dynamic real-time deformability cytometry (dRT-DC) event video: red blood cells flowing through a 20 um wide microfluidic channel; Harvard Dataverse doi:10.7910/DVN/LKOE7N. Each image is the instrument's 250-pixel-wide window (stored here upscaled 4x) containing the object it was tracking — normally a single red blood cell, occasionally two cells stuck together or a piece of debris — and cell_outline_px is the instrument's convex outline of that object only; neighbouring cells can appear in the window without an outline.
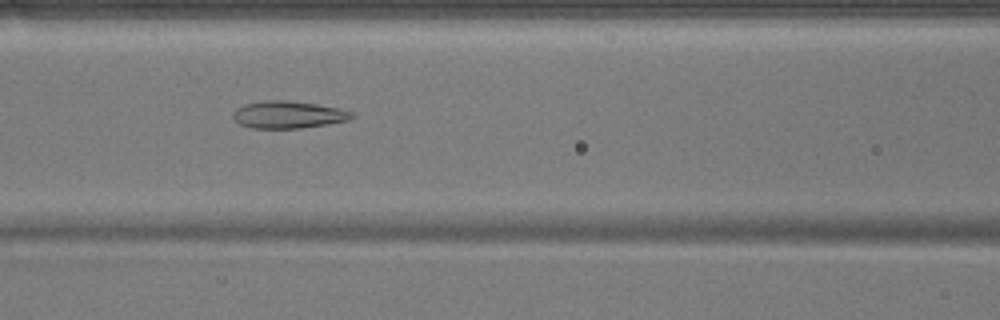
{"species": "common noctule bat (a hibernating species)", "species_latin": "Nyctalus noctula", "temperature_condition": "warm", "stored_images_in_passage": 39, "camera_frame_rate_fps": 3000, "um_per_image_px": 0.085, "animal": {"sex": "male", "body_mass_g": 17.9}, "frame": {"image": 1, "passage_image": 10, "time_ms": 3.0, "image_size_px": [1000, 320], "cell_outline_px": [[356, 116], [348, 120], [328, 124], [300, 128], [252, 128], [240, 124], [232, 116], [232, 112], [236, 108], [244, 104], [264, 100], [284, 100], [316, 104], [336, 108], [352, 112]], "centroid_in_image_um": [24.47, 9.74], "position_along_channel_um": 142.1, "area_um2": 18.79}}
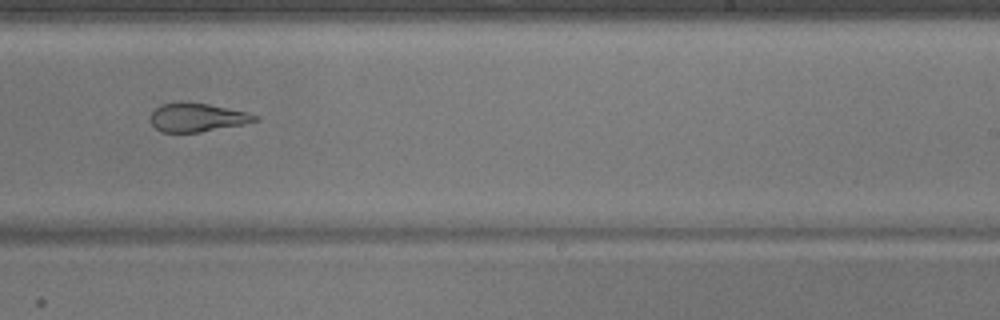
{"frame": {"image": 2, "passage_image": 20, "time_ms": 6.333, "image_size_px": [1000, 320], "cell_outline_px": [[260, 120], [244, 124], [200, 132], [160, 132], [148, 120], [152, 112], [160, 104], [180, 100], [208, 104], [248, 112], [256, 116]], "centroid_in_image_um": [16.71, 9.96], "position_along_channel_um": 272.3, "area_um2": 17.69}}
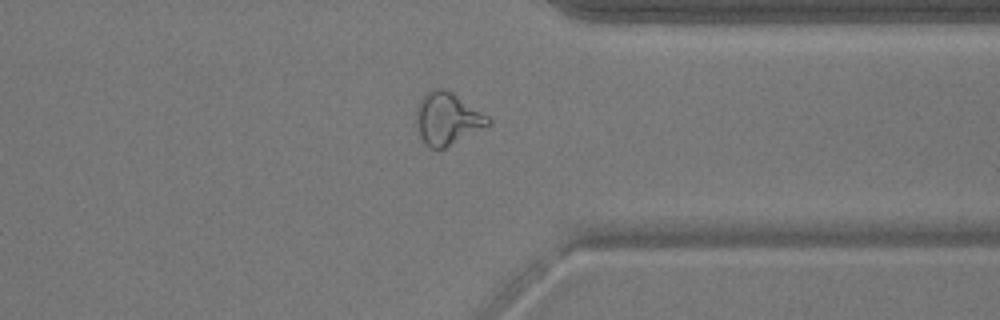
{"frame": {"image": 3, "passage_image": 28, "time_ms": 9.0, "image_size_px": [1000, 320], "cell_outline_px": [[492, 124], [444, 148], [432, 148], [424, 144], [420, 136], [416, 120], [416, 108], [420, 100], [432, 88], [440, 88], [452, 92], [488, 116], [492, 120]], "centroid_in_image_um": [38.03, 10.09], "position_along_channel_um": 373.4, "area_um2": 21.68}, "authors_computed_cell_mechanics": {"area_um2": 20.23, "velocity_mm_per_s": 3.9081, "shape_relaxation_time_tau1_ms": null, "shape_relaxation_time_tau2_ms": 2.9508, "deformation_change_tau1": null, "deformation_change_tau2": 0.0941}}